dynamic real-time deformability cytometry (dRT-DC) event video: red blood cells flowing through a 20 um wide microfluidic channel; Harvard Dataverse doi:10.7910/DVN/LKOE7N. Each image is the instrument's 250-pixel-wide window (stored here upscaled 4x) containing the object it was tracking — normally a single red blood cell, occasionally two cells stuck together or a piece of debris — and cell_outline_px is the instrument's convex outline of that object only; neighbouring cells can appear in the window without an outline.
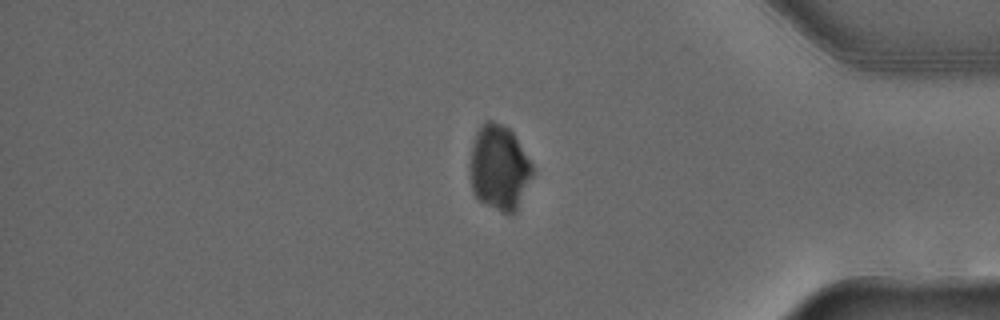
{"species": "common noctule bat (a hibernating species)", "species_latin": "Nyctalus noctula", "temperature_condition": "warm", "stored_images_in_passage": 33, "camera_frame_rate_fps": 3000, "um_per_image_px": 0.085, "animal": {"sex": "male", "forearm_length_mm": 52.5}, "frame": {"image": 1, "passage_image": 31, "time_ms": 10.0, "image_size_px": [1000, 320], "cell_outline_px": [[536, 172], [516, 212], [504, 212], [480, 200], [472, 192], [468, 164], [472, 144], [476, 132], [480, 124], [484, 120], [492, 120], [504, 124], [512, 132], [532, 164]], "centroid_in_image_um": [42.42, 14.22], "position_along_channel_um": 392.8, "area_um2": 31.5}}